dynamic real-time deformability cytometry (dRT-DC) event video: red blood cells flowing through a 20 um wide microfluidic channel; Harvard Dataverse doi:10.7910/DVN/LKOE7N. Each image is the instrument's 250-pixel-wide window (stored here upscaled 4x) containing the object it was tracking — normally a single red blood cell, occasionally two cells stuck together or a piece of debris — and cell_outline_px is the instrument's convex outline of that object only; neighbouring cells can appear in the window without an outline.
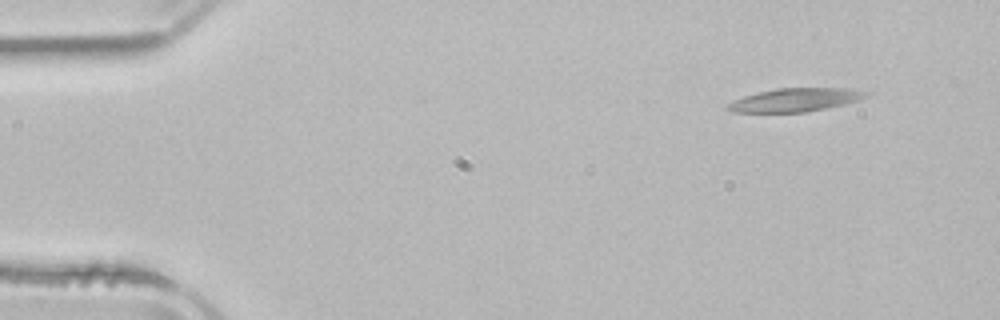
{"species": "common noctule bat (a hibernating species)", "species_latin": "Nyctalus noctula", "temperature_condition": "room temperature", "stored_images_in_passage": 3, "camera_frame_rate_fps": 3000, "um_per_image_px": 0.085, "animal": {"sex": "male", "body_mass_g": 21.5, "forearm_length_mm": 52.0}, "frame": {"image": 1, "passage_image": 1, "time_ms": 0.0, "image_size_px": [1000, 320], "cell_outline_px": [[872, 92], [868, 96], [860, 100], [844, 104], [808, 112], [732, 112], [728, 108], [728, 104], [744, 96], [776, 88], [856, 88]], "centroid_in_image_um": [67.72, 8.48], "position_along_channel_um": 17.3, "area_um2": 18.84}}
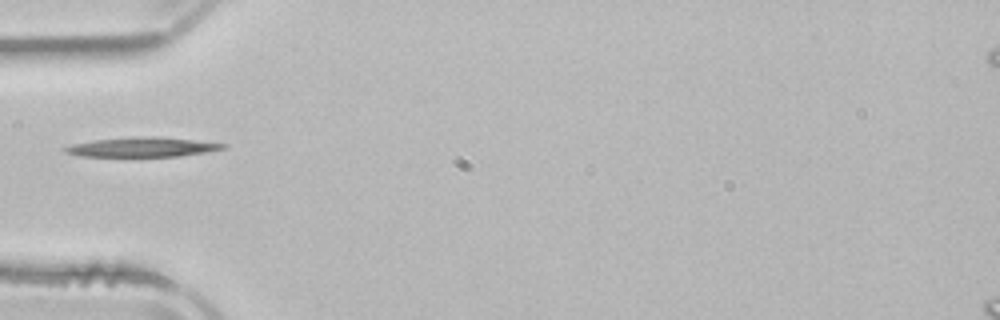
{"frame": {"image": 2, "passage_image": 3, "time_ms": 4.0, "image_size_px": [1000, 320], "cell_outline_px": [[228, 148], [208, 152], [180, 156], [80, 156], [64, 152], [64, 148], [72, 144], [96, 140], [132, 136], [152, 136], [192, 140], [228, 144]], "centroid_in_image_um": [12.14, 12.5], "position_along_channel_um": 72.9, "area_um2": 17.92}}